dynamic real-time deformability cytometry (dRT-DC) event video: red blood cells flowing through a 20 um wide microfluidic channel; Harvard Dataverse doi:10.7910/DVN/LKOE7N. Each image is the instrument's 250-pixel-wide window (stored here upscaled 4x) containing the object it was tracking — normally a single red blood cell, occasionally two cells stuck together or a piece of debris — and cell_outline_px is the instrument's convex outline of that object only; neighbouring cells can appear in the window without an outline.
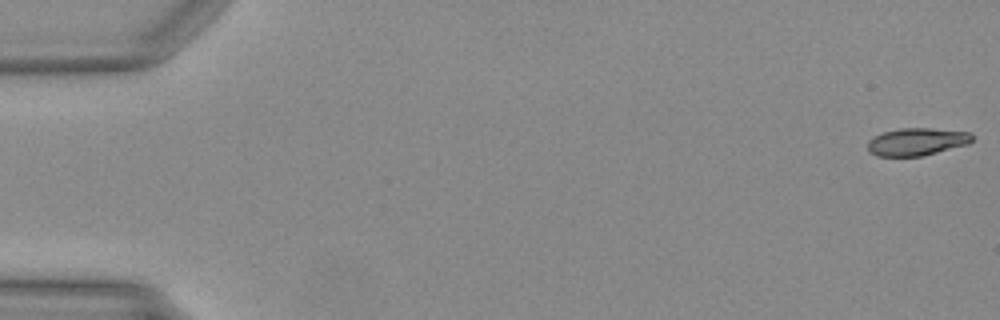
{"species": "Egyptian fruit bat (a non-hibernating species)", "species_latin": "Rousettus aegyptiacus", "temperature_condition": "warm", "stored_images_in_passage": 14, "camera_frame_rate_fps": 3000, "um_per_image_px": 0.085, "animal": {"sex": "female"}, "frame": {"image": 1, "passage_image": 1, "time_ms": 0.0, "image_size_px": [1000, 320], "cell_outline_px": [[972, 140], [968, 144], [920, 156], [876, 156], [868, 152], [868, 140], [884, 132], [900, 128], [928, 128], [968, 132], [972, 136]], "centroid_in_image_um": [77.89, 12.05], "position_along_channel_um": 7.1, "area_um2": 16.53}}
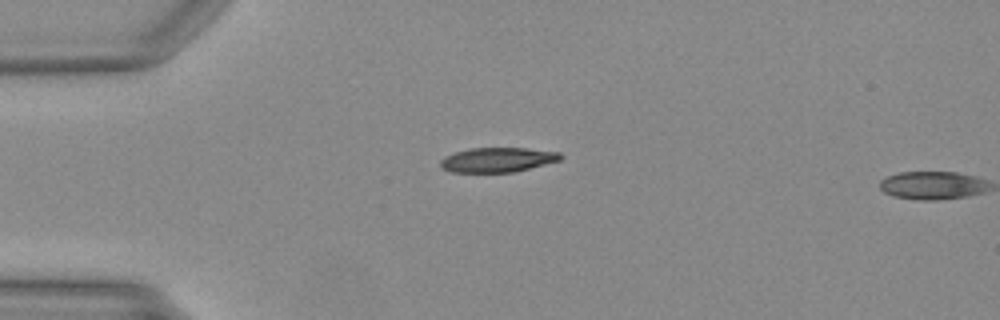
{"frame": {"image": 2, "passage_image": 13, "time_ms": 4.0, "image_size_px": [1000, 320], "cell_outline_px": [[564, 156], [560, 160], [512, 172], [448, 172], [440, 168], [440, 160], [444, 156], [456, 152], [472, 148], [524, 148], [560, 152]], "centroid_in_image_um": [42.25, 13.58], "position_along_channel_um": 42.8, "area_um2": 17.17}}